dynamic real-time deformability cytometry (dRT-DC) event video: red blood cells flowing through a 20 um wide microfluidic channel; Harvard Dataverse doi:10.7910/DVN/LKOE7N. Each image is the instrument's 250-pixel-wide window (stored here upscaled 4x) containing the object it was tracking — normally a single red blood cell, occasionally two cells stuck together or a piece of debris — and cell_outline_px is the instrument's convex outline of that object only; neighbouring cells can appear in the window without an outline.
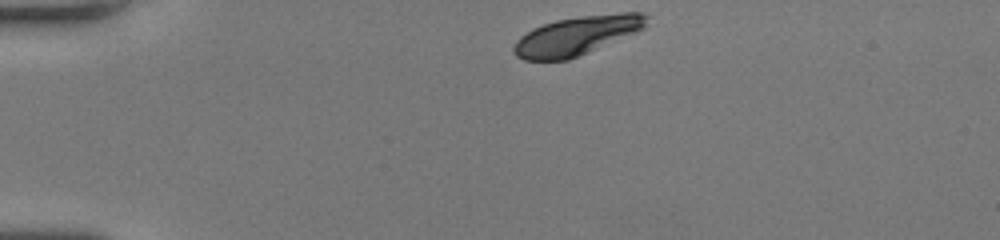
{"species": "human", "species_latin": "Homo sapiens", "temperature_condition": "room temperature", "stored_images_in_passage": 42, "camera_frame_rate_fps": 3000, "um_per_image_px": 0.085, "donor": {"sex": "female"}, "frame": {"image": 1, "passage_image": 1, "time_ms": 0.0, "image_size_px": [1000, 240], "cell_outline_px": [[648, 16], [644, 28], [636, 32], [568, 60], [524, 60], [516, 56], [512, 52], [512, 48], [516, 40], [520, 36], [532, 28], [556, 20], [580, 16], [620, 12], [640, 12]], "centroid_in_image_um": [48.99, 3.02], "position_along_channel_um": 36.0, "area_um2": 29.94}}
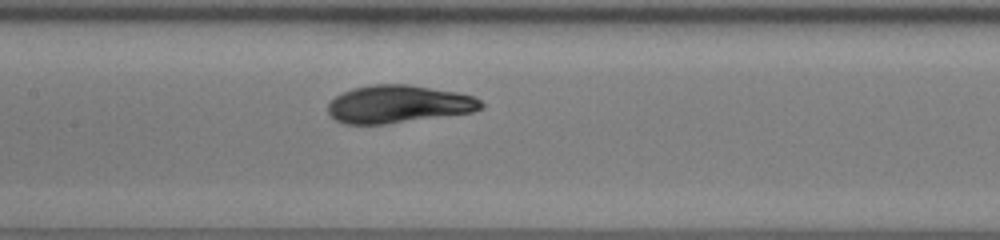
{"frame": {"image": 2, "passage_image": 16, "time_ms": 5.0, "image_size_px": [1000, 240], "cell_outline_px": [[484, 108], [472, 112], [384, 124], [344, 124], [336, 120], [328, 112], [328, 104], [336, 96], [352, 88], [376, 84], [408, 84], [456, 92], [472, 96], [480, 100], [484, 104]], "centroid_in_image_um": [33.87, 8.85], "position_along_channel_um": 173.5, "area_um2": 33.41}}
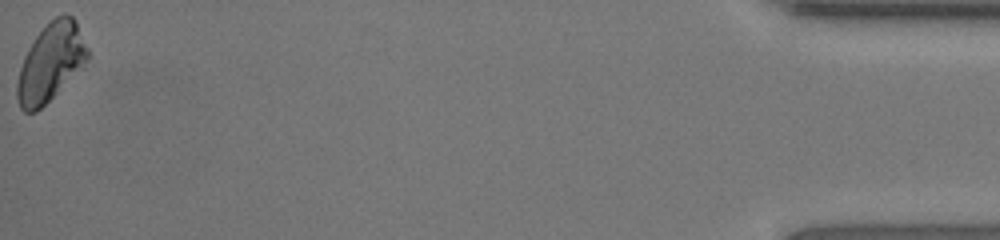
{"frame": {"image": 3, "passage_image": 42, "time_ms": 13.667, "image_size_px": [1000, 240], "cell_outline_px": [[92, 56], [84, 68], [36, 112], [24, 112], [20, 108], [16, 96], [16, 84], [20, 68], [24, 56], [28, 48], [36, 36], [56, 16], [64, 12], [72, 16], [76, 20]], "centroid_in_image_um": [4.36, 5.31], "position_along_channel_um": 430.8, "area_um2": 32.43}, "authors_computed_cell_mechanics": {"area_um2": 33.0038, "velocity_mm_per_s": 4.012, "shape_relaxation_time_tau1_ms": 3.9116, "shape_relaxation_time_tau2_ms": null, "deformation_change_tau1": 0.1252, "deformation_change_tau2": null}}